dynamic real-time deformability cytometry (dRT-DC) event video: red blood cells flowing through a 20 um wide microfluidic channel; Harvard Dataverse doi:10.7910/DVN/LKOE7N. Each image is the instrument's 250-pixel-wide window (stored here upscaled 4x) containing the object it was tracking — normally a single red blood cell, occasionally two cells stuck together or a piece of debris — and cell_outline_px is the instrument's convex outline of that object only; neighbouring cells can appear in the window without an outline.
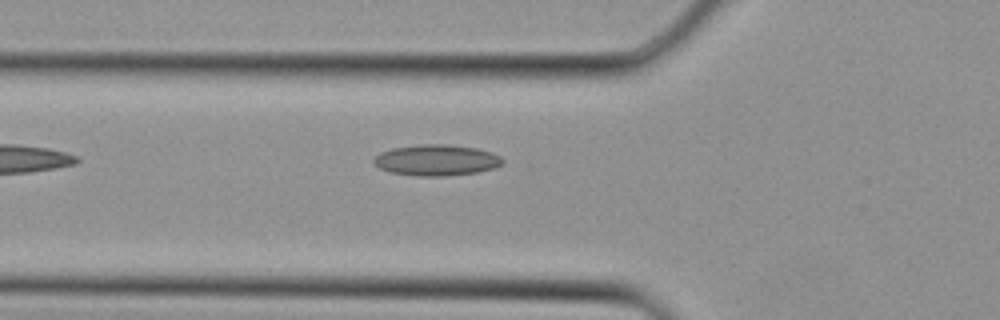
{"species": "Egyptian fruit bat (a non-hibernating species)", "species_latin": "Rousettus aegyptiacus", "temperature_condition": "cold", "stored_images_in_passage": 5, "camera_frame_rate_fps": 3000, "um_per_image_px": 0.085, "animal": {"sex": "female"}, "frame": {"image": 1, "passage_image": 5, "time_ms": 1.333, "image_size_px": [1000, 320], "cell_outline_px": [[504, 164], [492, 168], [476, 172], [448, 176], [416, 176], [388, 172], [380, 168], [372, 160], [380, 152], [392, 148], [424, 144], [448, 144], [476, 148], [492, 152], [500, 156], [504, 160]], "centroid_in_image_um": [37.1, 13.61], "position_along_channel_um": 88.7, "area_um2": 23.35}}